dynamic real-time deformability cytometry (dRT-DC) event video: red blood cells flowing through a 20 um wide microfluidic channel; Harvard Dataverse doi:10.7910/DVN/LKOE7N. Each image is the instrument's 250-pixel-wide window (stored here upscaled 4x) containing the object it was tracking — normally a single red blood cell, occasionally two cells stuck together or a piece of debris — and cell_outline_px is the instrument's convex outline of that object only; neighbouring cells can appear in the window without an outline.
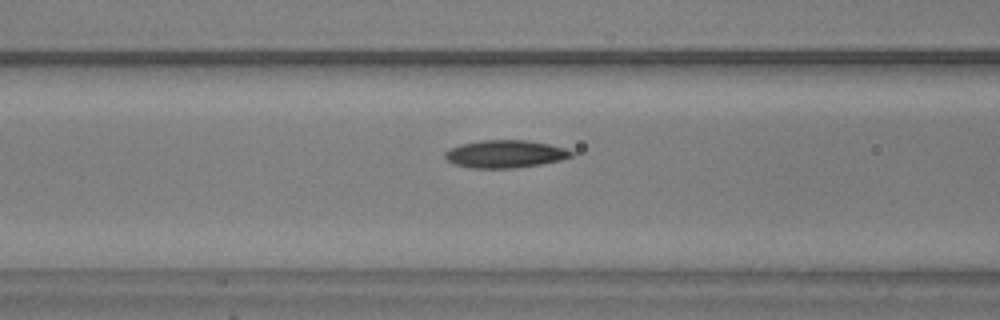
{"species": "common noctule bat (a hibernating species)", "species_latin": "Nyctalus noctula", "temperature_condition": "warm", "stored_images_in_passage": 13, "camera_frame_rate_fps": 3000, "um_per_image_px": 0.085, "animal": {"sex": "male", "body_mass_g": 20.5, "forearm_length_mm": 52.5}, "frame": {"image": 1, "passage_image": 11, "time_ms": 3.333, "image_size_px": [1000, 320], "cell_outline_px": [[576, 152], [572, 156], [560, 160], [540, 164], [512, 168], [472, 168], [456, 164], [448, 160], [444, 156], [444, 152], [448, 148], [460, 144], [480, 140], [524, 140], [548, 144], [568, 148]], "centroid_in_image_um": [42.94, 13.08], "position_along_channel_um": 123.7, "area_um2": 20.4}}